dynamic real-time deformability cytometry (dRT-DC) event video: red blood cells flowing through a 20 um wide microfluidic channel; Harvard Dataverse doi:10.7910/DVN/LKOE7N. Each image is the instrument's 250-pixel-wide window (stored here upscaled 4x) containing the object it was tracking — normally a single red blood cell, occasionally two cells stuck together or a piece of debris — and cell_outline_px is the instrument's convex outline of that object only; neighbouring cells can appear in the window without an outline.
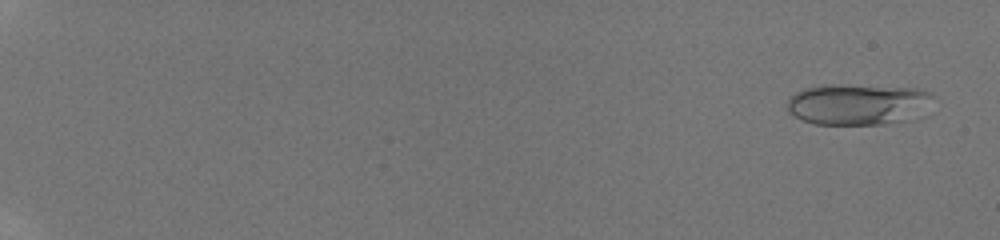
{"species": "human", "species_latin": "Homo sapiens", "temperature_condition": "room temperature", "stored_images_in_passage": 76, "camera_frame_rate_fps": 3000, "um_per_image_px": 0.085, "donor": {"sex": "male"}, "frame": {"image": 1, "passage_image": 5, "time_ms": 0.667, "image_size_px": [1000, 240], "cell_outline_px": [[932, 96], [912, 120], [884, 124], [816, 124], [804, 120], [788, 112], [788, 100], [796, 92], [804, 88], [824, 84], [840, 84], [916, 88], [932, 92]], "centroid_in_image_um": [72.87, 8.85], "position_along_channel_um": 12.1, "area_um2": 34.68}}
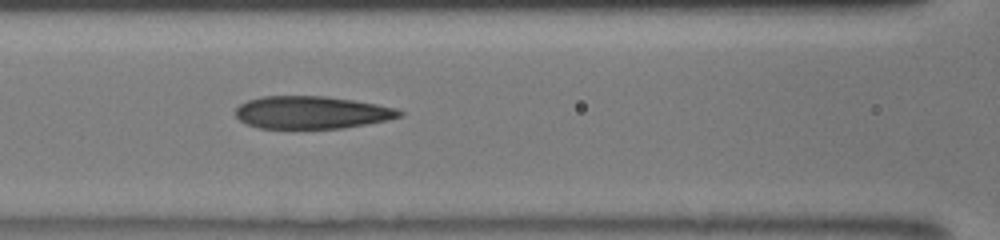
{"frame": {"image": 2, "passage_image": 52, "time_ms": 9.0, "image_size_px": [1000, 240], "cell_outline_px": [[404, 116], [388, 120], [344, 128], [260, 128], [248, 124], [240, 120], [236, 116], [236, 108], [240, 104], [248, 100], [260, 96], [328, 96], [376, 104], [396, 108], [404, 112]], "centroid_in_image_um": [26.52, 9.55], "position_along_channel_um": 140.1, "area_um2": 31.15}}
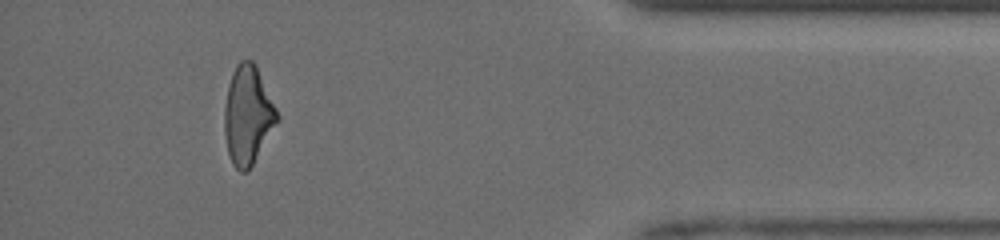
{"frame": {"image": 3, "passage_image": 74, "time_ms": 16.333, "image_size_px": [1000, 240], "cell_outline_px": [[280, 120], [248, 172], [240, 172], [232, 164], [228, 152], [224, 132], [224, 108], [228, 84], [232, 72], [236, 64], [240, 60], [252, 60], [256, 64], [280, 116]], "centroid_in_image_um": [21.07, 9.79], "position_along_channel_um": 414.1, "area_um2": 30.69}, "authors_computed_cell_mechanics": {"area_um2": 31.5588, "velocity_mm_per_s": 4.1914, "shape_relaxation_time_tau1_ms": 6.5688, "shape_relaxation_time_tau2_ms": 2.1614, "deformation_change_tau1": 0.2086, "deformation_change_tau2": 0.1126}}